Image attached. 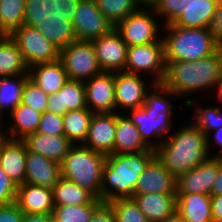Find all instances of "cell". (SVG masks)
I'll use <instances>...</instances> for the list:
<instances>
[{"instance_id": "48", "label": "cell", "mask_w": 222, "mask_h": 222, "mask_svg": "<svg viewBox=\"0 0 222 222\" xmlns=\"http://www.w3.org/2000/svg\"><path fill=\"white\" fill-rule=\"evenodd\" d=\"M214 134V141L216 142L215 145H218L221 147V154H216V155H211V158H215V157H222V126L220 128H218L217 130L213 131Z\"/></svg>"}, {"instance_id": "8", "label": "cell", "mask_w": 222, "mask_h": 222, "mask_svg": "<svg viewBox=\"0 0 222 222\" xmlns=\"http://www.w3.org/2000/svg\"><path fill=\"white\" fill-rule=\"evenodd\" d=\"M106 157L83 144H74L60 163L61 177L87 189L100 199Z\"/></svg>"}, {"instance_id": "10", "label": "cell", "mask_w": 222, "mask_h": 222, "mask_svg": "<svg viewBox=\"0 0 222 222\" xmlns=\"http://www.w3.org/2000/svg\"><path fill=\"white\" fill-rule=\"evenodd\" d=\"M124 72L136 75L148 72L154 75L153 84H162L166 73L162 38L158 42L128 47Z\"/></svg>"}, {"instance_id": "17", "label": "cell", "mask_w": 222, "mask_h": 222, "mask_svg": "<svg viewBox=\"0 0 222 222\" xmlns=\"http://www.w3.org/2000/svg\"><path fill=\"white\" fill-rule=\"evenodd\" d=\"M218 175V157L210 158L177 179V194L210 195Z\"/></svg>"}, {"instance_id": "51", "label": "cell", "mask_w": 222, "mask_h": 222, "mask_svg": "<svg viewBox=\"0 0 222 222\" xmlns=\"http://www.w3.org/2000/svg\"><path fill=\"white\" fill-rule=\"evenodd\" d=\"M165 222H184V221L176 214L174 217L166 220Z\"/></svg>"}, {"instance_id": "22", "label": "cell", "mask_w": 222, "mask_h": 222, "mask_svg": "<svg viewBox=\"0 0 222 222\" xmlns=\"http://www.w3.org/2000/svg\"><path fill=\"white\" fill-rule=\"evenodd\" d=\"M87 108L84 82L69 79L56 93L48 98V112L64 115L67 111Z\"/></svg>"}, {"instance_id": "47", "label": "cell", "mask_w": 222, "mask_h": 222, "mask_svg": "<svg viewBox=\"0 0 222 222\" xmlns=\"http://www.w3.org/2000/svg\"><path fill=\"white\" fill-rule=\"evenodd\" d=\"M52 215L46 214H24L22 222H51Z\"/></svg>"}, {"instance_id": "25", "label": "cell", "mask_w": 222, "mask_h": 222, "mask_svg": "<svg viewBox=\"0 0 222 222\" xmlns=\"http://www.w3.org/2000/svg\"><path fill=\"white\" fill-rule=\"evenodd\" d=\"M176 214L184 222H212L211 195L177 194Z\"/></svg>"}, {"instance_id": "43", "label": "cell", "mask_w": 222, "mask_h": 222, "mask_svg": "<svg viewBox=\"0 0 222 222\" xmlns=\"http://www.w3.org/2000/svg\"><path fill=\"white\" fill-rule=\"evenodd\" d=\"M89 222H116L115 214L109 202H102L94 211Z\"/></svg>"}, {"instance_id": "16", "label": "cell", "mask_w": 222, "mask_h": 222, "mask_svg": "<svg viewBox=\"0 0 222 222\" xmlns=\"http://www.w3.org/2000/svg\"><path fill=\"white\" fill-rule=\"evenodd\" d=\"M115 132L116 112L94 113L83 145L105 156L114 154Z\"/></svg>"}, {"instance_id": "45", "label": "cell", "mask_w": 222, "mask_h": 222, "mask_svg": "<svg viewBox=\"0 0 222 222\" xmlns=\"http://www.w3.org/2000/svg\"><path fill=\"white\" fill-rule=\"evenodd\" d=\"M211 210L214 222H222V194L211 196Z\"/></svg>"}, {"instance_id": "37", "label": "cell", "mask_w": 222, "mask_h": 222, "mask_svg": "<svg viewBox=\"0 0 222 222\" xmlns=\"http://www.w3.org/2000/svg\"><path fill=\"white\" fill-rule=\"evenodd\" d=\"M116 222H149L132 198L115 199L109 202Z\"/></svg>"}, {"instance_id": "18", "label": "cell", "mask_w": 222, "mask_h": 222, "mask_svg": "<svg viewBox=\"0 0 222 222\" xmlns=\"http://www.w3.org/2000/svg\"><path fill=\"white\" fill-rule=\"evenodd\" d=\"M140 75L126 72L115 73V101L116 108L129 111L142 107L147 95L146 82Z\"/></svg>"}, {"instance_id": "11", "label": "cell", "mask_w": 222, "mask_h": 222, "mask_svg": "<svg viewBox=\"0 0 222 222\" xmlns=\"http://www.w3.org/2000/svg\"><path fill=\"white\" fill-rule=\"evenodd\" d=\"M157 17L153 7H142L121 21L115 29L128 47L158 42L161 27Z\"/></svg>"}, {"instance_id": "1", "label": "cell", "mask_w": 222, "mask_h": 222, "mask_svg": "<svg viewBox=\"0 0 222 222\" xmlns=\"http://www.w3.org/2000/svg\"><path fill=\"white\" fill-rule=\"evenodd\" d=\"M10 37L17 43L28 67L59 59L63 33L57 14L49 5L15 29Z\"/></svg>"}, {"instance_id": "36", "label": "cell", "mask_w": 222, "mask_h": 222, "mask_svg": "<svg viewBox=\"0 0 222 222\" xmlns=\"http://www.w3.org/2000/svg\"><path fill=\"white\" fill-rule=\"evenodd\" d=\"M197 113L194 116L193 123L200 128L207 136V146L210 153L209 135L211 131H215L222 126V110L216 107H198Z\"/></svg>"}, {"instance_id": "5", "label": "cell", "mask_w": 222, "mask_h": 222, "mask_svg": "<svg viewBox=\"0 0 222 222\" xmlns=\"http://www.w3.org/2000/svg\"><path fill=\"white\" fill-rule=\"evenodd\" d=\"M155 157V150L129 154H111L103 166L100 200L132 198L140 173Z\"/></svg>"}, {"instance_id": "27", "label": "cell", "mask_w": 222, "mask_h": 222, "mask_svg": "<svg viewBox=\"0 0 222 222\" xmlns=\"http://www.w3.org/2000/svg\"><path fill=\"white\" fill-rule=\"evenodd\" d=\"M151 150L142 140L137 127L128 115L116 112L114 154L139 153Z\"/></svg>"}, {"instance_id": "54", "label": "cell", "mask_w": 222, "mask_h": 222, "mask_svg": "<svg viewBox=\"0 0 222 222\" xmlns=\"http://www.w3.org/2000/svg\"><path fill=\"white\" fill-rule=\"evenodd\" d=\"M220 49H221V51H222V41L220 42Z\"/></svg>"}, {"instance_id": "21", "label": "cell", "mask_w": 222, "mask_h": 222, "mask_svg": "<svg viewBox=\"0 0 222 222\" xmlns=\"http://www.w3.org/2000/svg\"><path fill=\"white\" fill-rule=\"evenodd\" d=\"M177 194H133L132 199L149 222H165L176 215Z\"/></svg>"}, {"instance_id": "12", "label": "cell", "mask_w": 222, "mask_h": 222, "mask_svg": "<svg viewBox=\"0 0 222 222\" xmlns=\"http://www.w3.org/2000/svg\"><path fill=\"white\" fill-rule=\"evenodd\" d=\"M49 5V0H0V32L10 35Z\"/></svg>"}, {"instance_id": "32", "label": "cell", "mask_w": 222, "mask_h": 222, "mask_svg": "<svg viewBox=\"0 0 222 222\" xmlns=\"http://www.w3.org/2000/svg\"><path fill=\"white\" fill-rule=\"evenodd\" d=\"M54 205H86L96 197L87 189L63 177L53 187Z\"/></svg>"}, {"instance_id": "49", "label": "cell", "mask_w": 222, "mask_h": 222, "mask_svg": "<svg viewBox=\"0 0 222 222\" xmlns=\"http://www.w3.org/2000/svg\"><path fill=\"white\" fill-rule=\"evenodd\" d=\"M142 7H154L159 0H138Z\"/></svg>"}, {"instance_id": "23", "label": "cell", "mask_w": 222, "mask_h": 222, "mask_svg": "<svg viewBox=\"0 0 222 222\" xmlns=\"http://www.w3.org/2000/svg\"><path fill=\"white\" fill-rule=\"evenodd\" d=\"M28 151L61 163L74 145L65 135H44L32 133L22 140Z\"/></svg>"}, {"instance_id": "33", "label": "cell", "mask_w": 222, "mask_h": 222, "mask_svg": "<svg viewBox=\"0 0 222 222\" xmlns=\"http://www.w3.org/2000/svg\"><path fill=\"white\" fill-rule=\"evenodd\" d=\"M29 75L0 77V114L3 116L4 108L11 113L21 103V97L26 79Z\"/></svg>"}, {"instance_id": "7", "label": "cell", "mask_w": 222, "mask_h": 222, "mask_svg": "<svg viewBox=\"0 0 222 222\" xmlns=\"http://www.w3.org/2000/svg\"><path fill=\"white\" fill-rule=\"evenodd\" d=\"M163 27L168 32L162 38L165 61H195L220 48L210 28H182L172 23Z\"/></svg>"}, {"instance_id": "42", "label": "cell", "mask_w": 222, "mask_h": 222, "mask_svg": "<svg viewBox=\"0 0 222 222\" xmlns=\"http://www.w3.org/2000/svg\"><path fill=\"white\" fill-rule=\"evenodd\" d=\"M23 211L16 202L0 205V222H22Z\"/></svg>"}, {"instance_id": "15", "label": "cell", "mask_w": 222, "mask_h": 222, "mask_svg": "<svg viewBox=\"0 0 222 222\" xmlns=\"http://www.w3.org/2000/svg\"><path fill=\"white\" fill-rule=\"evenodd\" d=\"M177 194V179L155 156L140 173L133 194Z\"/></svg>"}, {"instance_id": "30", "label": "cell", "mask_w": 222, "mask_h": 222, "mask_svg": "<svg viewBox=\"0 0 222 222\" xmlns=\"http://www.w3.org/2000/svg\"><path fill=\"white\" fill-rule=\"evenodd\" d=\"M29 75V67L10 35L0 38V77Z\"/></svg>"}, {"instance_id": "13", "label": "cell", "mask_w": 222, "mask_h": 222, "mask_svg": "<svg viewBox=\"0 0 222 222\" xmlns=\"http://www.w3.org/2000/svg\"><path fill=\"white\" fill-rule=\"evenodd\" d=\"M92 44L102 72H124L128 45L115 28Z\"/></svg>"}, {"instance_id": "31", "label": "cell", "mask_w": 222, "mask_h": 222, "mask_svg": "<svg viewBox=\"0 0 222 222\" xmlns=\"http://www.w3.org/2000/svg\"><path fill=\"white\" fill-rule=\"evenodd\" d=\"M89 108L67 111L63 116L64 135L73 144H82L87 138L93 116Z\"/></svg>"}, {"instance_id": "4", "label": "cell", "mask_w": 222, "mask_h": 222, "mask_svg": "<svg viewBox=\"0 0 222 222\" xmlns=\"http://www.w3.org/2000/svg\"><path fill=\"white\" fill-rule=\"evenodd\" d=\"M222 79V51L195 61H166L162 84L177 96L215 87Z\"/></svg>"}, {"instance_id": "44", "label": "cell", "mask_w": 222, "mask_h": 222, "mask_svg": "<svg viewBox=\"0 0 222 222\" xmlns=\"http://www.w3.org/2000/svg\"><path fill=\"white\" fill-rule=\"evenodd\" d=\"M210 30L215 39L220 43L222 41V0L217 2Z\"/></svg>"}, {"instance_id": "41", "label": "cell", "mask_w": 222, "mask_h": 222, "mask_svg": "<svg viewBox=\"0 0 222 222\" xmlns=\"http://www.w3.org/2000/svg\"><path fill=\"white\" fill-rule=\"evenodd\" d=\"M17 185L8 177L0 167V205L16 202Z\"/></svg>"}, {"instance_id": "40", "label": "cell", "mask_w": 222, "mask_h": 222, "mask_svg": "<svg viewBox=\"0 0 222 222\" xmlns=\"http://www.w3.org/2000/svg\"><path fill=\"white\" fill-rule=\"evenodd\" d=\"M36 132L44 135H64L62 115L44 112Z\"/></svg>"}, {"instance_id": "24", "label": "cell", "mask_w": 222, "mask_h": 222, "mask_svg": "<svg viewBox=\"0 0 222 222\" xmlns=\"http://www.w3.org/2000/svg\"><path fill=\"white\" fill-rule=\"evenodd\" d=\"M26 154L22 140L7 139L0 149V167L17 186L25 183Z\"/></svg>"}, {"instance_id": "26", "label": "cell", "mask_w": 222, "mask_h": 222, "mask_svg": "<svg viewBox=\"0 0 222 222\" xmlns=\"http://www.w3.org/2000/svg\"><path fill=\"white\" fill-rule=\"evenodd\" d=\"M29 78L48 95L58 92L69 80L60 59L29 67Z\"/></svg>"}, {"instance_id": "28", "label": "cell", "mask_w": 222, "mask_h": 222, "mask_svg": "<svg viewBox=\"0 0 222 222\" xmlns=\"http://www.w3.org/2000/svg\"><path fill=\"white\" fill-rule=\"evenodd\" d=\"M217 0H192L186 11L172 23L182 28H210Z\"/></svg>"}, {"instance_id": "53", "label": "cell", "mask_w": 222, "mask_h": 222, "mask_svg": "<svg viewBox=\"0 0 222 222\" xmlns=\"http://www.w3.org/2000/svg\"><path fill=\"white\" fill-rule=\"evenodd\" d=\"M2 120H3V116L0 114V133H5V131L3 129L4 127L2 126V124H3Z\"/></svg>"}, {"instance_id": "14", "label": "cell", "mask_w": 222, "mask_h": 222, "mask_svg": "<svg viewBox=\"0 0 222 222\" xmlns=\"http://www.w3.org/2000/svg\"><path fill=\"white\" fill-rule=\"evenodd\" d=\"M86 106L93 113H115V73L102 72L84 82Z\"/></svg>"}, {"instance_id": "19", "label": "cell", "mask_w": 222, "mask_h": 222, "mask_svg": "<svg viewBox=\"0 0 222 222\" xmlns=\"http://www.w3.org/2000/svg\"><path fill=\"white\" fill-rule=\"evenodd\" d=\"M16 203L24 214L52 215L55 207L53 189L24 183L17 186Z\"/></svg>"}, {"instance_id": "34", "label": "cell", "mask_w": 222, "mask_h": 222, "mask_svg": "<svg viewBox=\"0 0 222 222\" xmlns=\"http://www.w3.org/2000/svg\"><path fill=\"white\" fill-rule=\"evenodd\" d=\"M97 7L115 28L142 6L138 0H95Z\"/></svg>"}, {"instance_id": "39", "label": "cell", "mask_w": 222, "mask_h": 222, "mask_svg": "<svg viewBox=\"0 0 222 222\" xmlns=\"http://www.w3.org/2000/svg\"><path fill=\"white\" fill-rule=\"evenodd\" d=\"M191 2L192 0H159L153 8L158 16L165 19L163 25H167L186 11Z\"/></svg>"}, {"instance_id": "38", "label": "cell", "mask_w": 222, "mask_h": 222, "mask_svg": "<svg viewBox=\"0 0 222 222\" xmlns=\"http://www.w3.org/2000/svg\"><path fill=\"white\" fill-rule=\"evenodd\" d=\"M49 95L46 94L29 77L25 81L21 103L33 108L35 111L44 113L47 110Z\"/></svg>"}, {"instance_id": "50", "label": "cell", "mask_w": 222, "mask_h": 222, "mask_svg": "<svg viewBox=\"0 0 222 222\" xmlns=\"http://www.w3.org/2000/svg\"><path fill=\"white\" fill-rule=\"evenodd\" d=\"M215 87H218V97L222 102V79Z\"/></svg>"}, {"instance_id": "20", "label": "cell", "mask_w": 222, "mask_h": 222, "mask_svg": "<svg viewBox=\"0 0 222 222\" xmlns=\"http://www.w3.org/2000/svg\"><path fill=\"white\" fill-rule=\"evenodd\" d=\"M61 178L60 163L27 150L25 183L53 189Z\"/></svg>"}, {"instance_id": "29", "label": "cell", "mask_w": 222, "mask_h": 222, "mask_svg": "<svg viewBox=\"0 0 222 222\" xmlns=\"http://www.w3.org/2000/svg\"><path fill=\"white\" fill-rule=\"evenodd\" d=\"M8 115L10 117V121L12 120L13 123L12 126H10V129L6 130L8 132L5 131L7 138L23 140L26 136L36 133L42 113L20 103Z\"/></svg>"}, {"instance_id": "6", "label": "cell", "mask_w": 222, "mask_h": 222, "mask_svg": "<svg viewBox=\"0 0 222 222\" xmlns=\"http://www.w3.org/2000/svg\"><path fill=\"white\" fill-rule=\"evenodd\" d=\"M151 84L153 85V91H151L150 95L149 92L147 93L143 106L130 109L128 112L131 113L128 117L137 127L144 143L150 149L156 150L163 140H154V143L149 141L150 136L162 139L171 130L172 105L167 99V95H172L173 97H177V95L163 84Z\"/></svg>"}, {"instance_id": "46", "label": "cell", "mask_w": 222, "mask_h": 222, "mask_svg": "<svg viewBox=\"0 0 222 222\" xmlns=\"http://www.w3.org/2000/svg\"><path fill=\"white\" fill-rule=\"evenodd\" d=\"M222 194V157H218V175L213 184L211 196Z\"/></svg>"}, {"instance_id": "9", "label": "cell", "mask_w": 222, "mask_h": 222, "mask_svg": "<svg viewBox=\"0 0 222 222\" xmlns=\"http://www.w3.org/2000/svg\"><path fill=\"white\" fill-rule=\"evenodd\" d=\"M59 59L63 63L68 78L72 80L85 82L102 73L92 41L63 37Z\"/></svg>"}, {"instance_id": "3", "label": "cell", "mask_w": 222, "mask_h": 222, "mask_svg": "<svg viewBox=\"0 0 222 222\" xmlns=\"http://www.w3.org/2000/svg\"><path fill=\"white\" fill-rule=\"evenodd\" d=\"M59 19L63 37L93 41L114 29L95 0H49Z\"/></svg>"}, {"instance_id": "35", "label": "cell", "mask_w": 222, "mask_h": 222, "mask_svg": "<svg viewBox=\"0 0 222 222\" xmlns=\"http://www.w3.org/2000/svg\"><path fill=\"white\" fill-rule=\"evenodd\" d=\"M95 198L86 205H55L53 210V221L55 222H89L93 211L102 203Z\"/></svg>"}, {"instance_id": "52", "label": "cell", "mask_w": 222, "mask_h": 222, "mask_svg": "<svg viewBox=\"0 0 222 222\" xmlns=\"http://www.w3.org/2000/svg\"><path fill=\"white\" fill-rule=\"evenodd\" d=\"M7 136L5 133H0V149L2 147V144L7 140Z\"/></svg>"}, {"instance_id": "2", "label": "cell", "mask_w": 222, "mask_h": 222, "mask_svg": "<svg viewBox=\"0 0 222 222\" xmlns=\"http://www.w3.org/2000/svg\"><path fill=\"white\" fill-rule=\"evenodd\" d=\"M207 136L195 124L175 131L161 142L155 156L176 179L211 158Z\"/></svg>"}]
</instances>
